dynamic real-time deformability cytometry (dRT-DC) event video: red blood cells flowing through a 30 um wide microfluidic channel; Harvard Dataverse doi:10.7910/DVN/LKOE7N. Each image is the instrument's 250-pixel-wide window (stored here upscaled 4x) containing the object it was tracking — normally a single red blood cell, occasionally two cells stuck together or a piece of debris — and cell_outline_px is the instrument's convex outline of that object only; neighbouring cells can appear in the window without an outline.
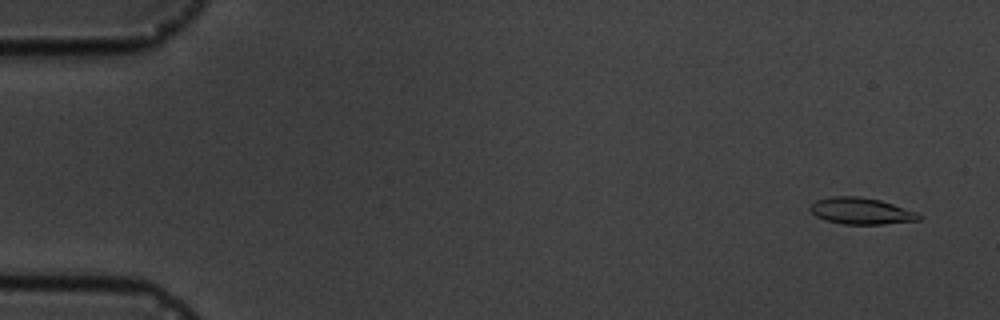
{"species": "common noctule bat (a hibernating species)", "species_latin": "Nyctalus noctula", "temperature_condition": "cold", "stored_images_in_passage": 5, "camera_frame_rate_fps": 3000, "um_per_image_px": 0.085, "animal": {"sex": "male", "body_mass_g": 19.5, "forearm_length_mm": 54.6}, "frame": {"image": 1, "passage_image": 1, "time_ms": 0.0, "image_size_px": [1000, 320], "cell_outline_px": [[924, 216], [920, 220], [884, 224], [844, 224], [824, 220], [816, 216], [808, 208], [816, 200], [832, 196], [860, 196], [880, 200], [920, 212]], "centroid_in_image_um": [73.25, 17.93], "position_along_channel_um": 11.8, "area_um2": 17.05}}
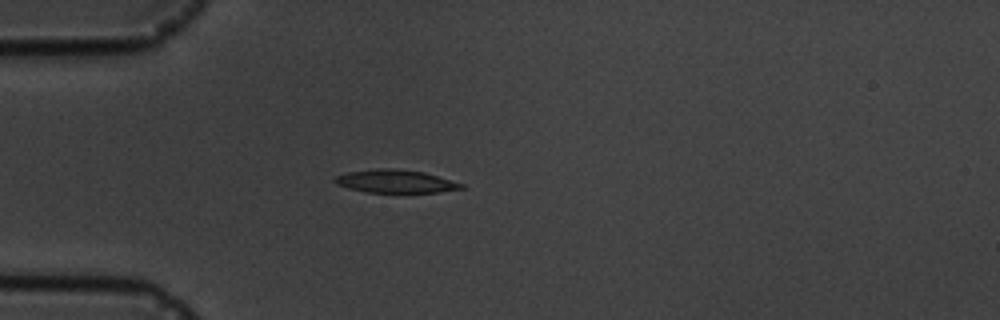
{"frame": {"image": 2, "passage_image": 4, "time_ms": 4.333, "image_size_px": [1000, 320], "cell_outline_px": [[468, 184], [464, 188], [440, 192], [368, 192], [348, 188], [336, 184], [332, 180], [336, 176], [348, 172], [380, 168], [388, 168], [424, 172]], "centroid_in_image_um": [33.67, 15.41], "position_along_channel_um": 51.3, "area_um2": 16.99}}